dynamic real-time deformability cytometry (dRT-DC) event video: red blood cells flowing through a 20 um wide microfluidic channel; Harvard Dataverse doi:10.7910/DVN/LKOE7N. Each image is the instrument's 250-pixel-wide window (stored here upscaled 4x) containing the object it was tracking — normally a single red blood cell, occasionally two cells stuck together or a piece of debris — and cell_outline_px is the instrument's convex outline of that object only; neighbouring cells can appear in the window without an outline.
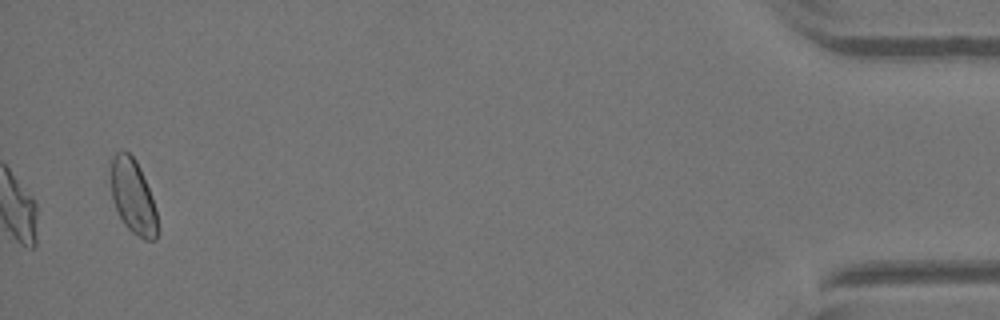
{"species": "Egyptian fruit bat (a non-hibernating species)", "species_latin": "Rousettus aegyptiacus", "temperature_condition": "warm", "stored_images_in_passage": 36, "camera_frame_rate_fps": 3000, "um_per_image_px": 0.085, "animal": {"sex": "female"}, "frame": {"image": 1, "passage_image": 36, "time_ms": 11.667, "image_size_px": [1000, 320], "cell_outline_px": [[160, 232], [156, 240], [144, 240], [132, 232], [124, 224], [112, 200], [112, 156], [120, 148], [124, 148], [136, 160], [140, 168], [152, 196], [156, 208], [160, 228]], "centroid_in_image_um": [11.35, 16.74], "position_along_channel_um": 423.8, "area_um2": 20.58}, "authors_computed_cell_mechanics": {"area_um2": 17.6001, "velocity_mm_per_s": 4.0492, "shape_relaxation_time_tau1_ms": null, "shape_relaxation_time_tau2_ms": 2.619, "deformation_change_tau1": null, "deformation_change_tau2": 0.0753}}